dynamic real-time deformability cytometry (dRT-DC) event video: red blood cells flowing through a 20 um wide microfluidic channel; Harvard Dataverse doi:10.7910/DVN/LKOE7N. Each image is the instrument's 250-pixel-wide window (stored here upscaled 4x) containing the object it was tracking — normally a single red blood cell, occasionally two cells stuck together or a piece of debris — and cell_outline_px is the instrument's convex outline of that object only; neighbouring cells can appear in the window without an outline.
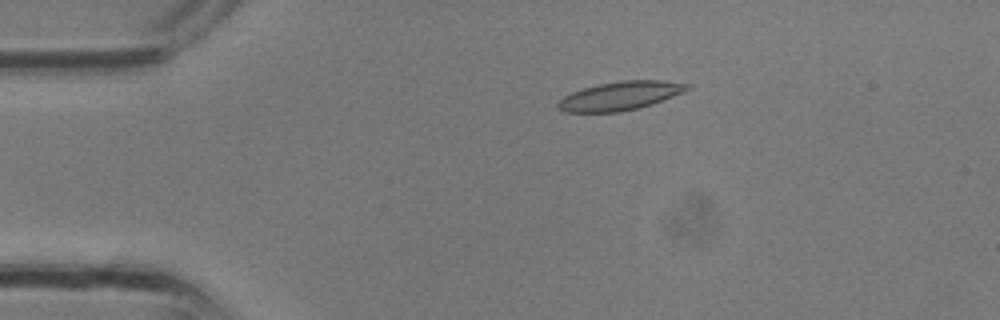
{"species": "common noctule bat (a hibernating species)", "species_latin": "Nyctalus noctula", "temperature_condition": "room temperature", "stored_images_in_passage": 3, "camera_frame_rate_fps": 3000, "um_per_image_px": 0.085, "animal": {"sex": "male", "body_mass_g": 13.3}, "frame": {"image": 1, "passage_image": 2, "time_ms": 0.333, "image_size_px": [1000, 320], "cell_outline_px": [[692, 88], [684, 92], [652, 104], [640, 108], [620, 112], [564, 112], [556, 108], [556, 104], [564, 96], [572, 92], [584, 88], [600, 84], [620, 80], [660, 80], [692, 84]], "centroid_in_image_um": [52.74, 8.15], "position_along_channel_um": 32.3, "area_um2": 21.73}}